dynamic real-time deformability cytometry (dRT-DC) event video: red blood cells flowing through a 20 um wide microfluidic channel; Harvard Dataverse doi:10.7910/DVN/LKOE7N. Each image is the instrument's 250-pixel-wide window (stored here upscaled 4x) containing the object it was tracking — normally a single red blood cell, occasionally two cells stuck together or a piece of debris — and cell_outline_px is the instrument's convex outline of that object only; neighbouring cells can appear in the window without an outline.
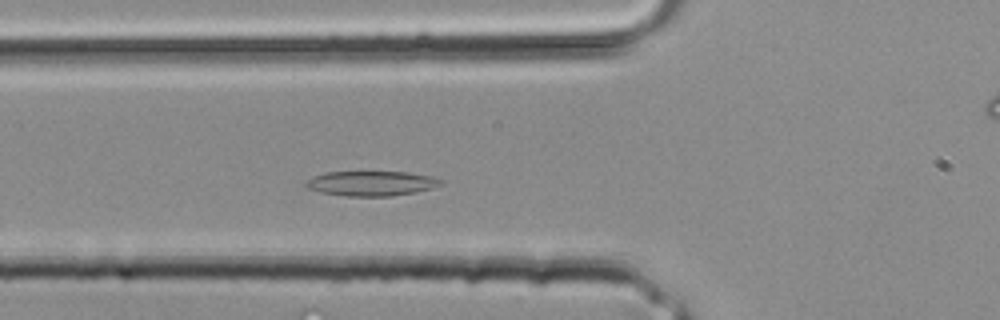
{"species": "common noctule bat (a hibernating species)", "species_latin": "Nyctalus noctula", "temperature_condition": "room temperature", "stored_images_in_passage": 32, "camera_frame_rate_fps": 3000, "um_per_image_px": 0.085, "animal": {"sex": "male", "body_mass_g": 20.4}, "frame": {"image": 1, "passage_image": 9, "time_ms": 2.667, "image_size_px": [1000, 320], "cell_outline_px": [[444, 184], [432, 188], [416, 192], [392, 196], [348, 196], [320, 192], [308, 188], [304, 184], [312, 176], [328, 172], [408, 172], [432, 176], [444, 180]], "centroid_in_image_um": [31.61, 15.59], "position_along_channel_um": 94.2, "area_um2": 19.59}}
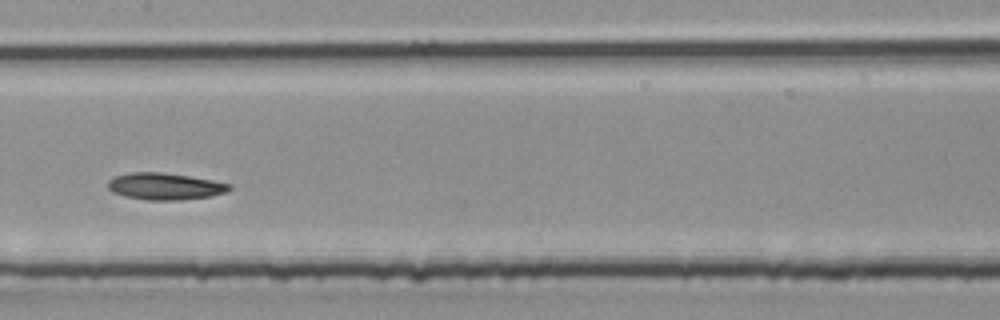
{"frame": {"image": 2, "passage_image": 14, "time_ms": 4.333, "image_size_px": [1000, 320], "cell_outline_px": [[232, 188], [228, 192], [208, 196], [180, 200], [144, 200], [124, 196], [112, 192], [108, 188], [108, 180], [116, 176], [128, 172], [160, 172], [188, 176], [212, 180], [232, 184]], "centroid_in_image_um": [14.01, 15.84], "position_along_channel_um": 193.4, "area_um2": 19.02}}
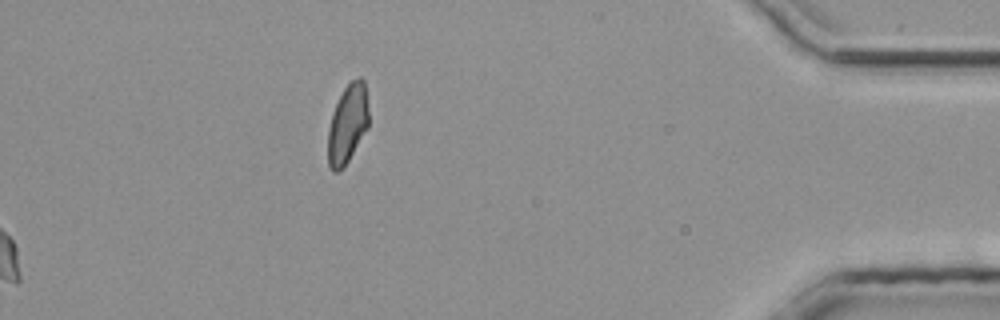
{"frame": {"image": 3, "passage_image": 32, "time_ms": 10.333, "image_size_px": [1000, 320], "cell_outline_px": [[368, 128], [344, 168], [340, 172], [332, 172], [328, 168], [328, 128], [332, 112], [344, 88], [352, 80], [360, 76], [364, 80], [368, 104]], "centroid_in_image_um": [29.54, 10.58], "position_along_channel_um": 405.7, "area_um2": 19.02}}